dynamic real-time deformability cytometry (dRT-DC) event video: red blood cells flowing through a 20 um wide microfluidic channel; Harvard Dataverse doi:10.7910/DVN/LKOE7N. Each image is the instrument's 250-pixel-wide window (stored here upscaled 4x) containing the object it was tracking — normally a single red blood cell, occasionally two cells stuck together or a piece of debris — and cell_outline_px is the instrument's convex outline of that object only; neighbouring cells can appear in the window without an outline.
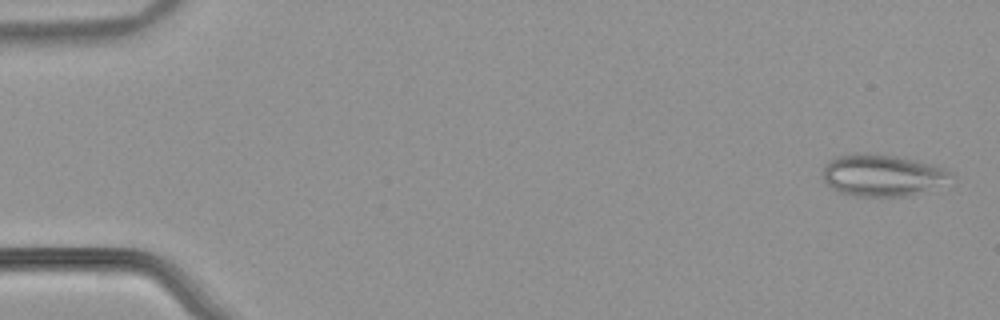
{"species": "common noctule bat (a hibernating species)", "species_latin": "Nyctalus noctula", "temperature_condition": "warm", "stored_images_in_passage": 53, "camera_frame_rate_fps": 3000, "um_per_image_px": 0.085, "animal": {"sex": "male", "body_mass_g": 21.5, "forearm_length_mm": 52.0}, "frame": {"image": 1, "passage_image": 2, "time_ms": 0.333, "image_size_px": [1000, 320], "cell_outline_px": [[956, 176], [912, 196], [856, 196], [840, 192], [832, 188], [824, 180], [824, 164], [832, 156], [856, 152], [864, 152], [896, 156], [916, 160], [932, 164], [944, 168]], "centroid_in_image_um": [74.94, 14.87], "position_along_channel_um": 10.1, "area_um2": 31.27}}
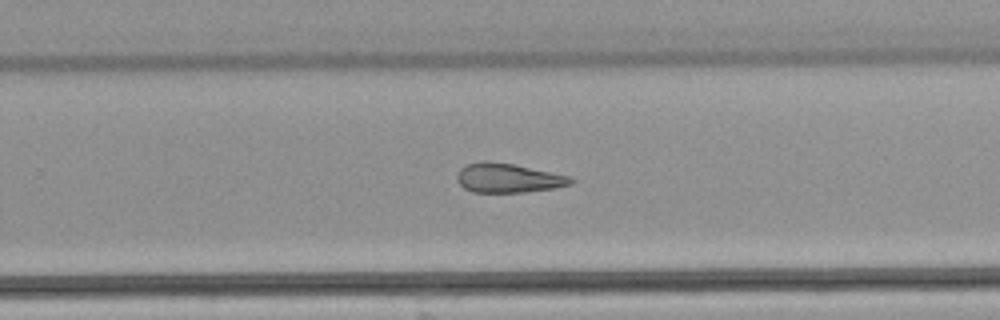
{"frame": {"image": 2, "passage_image": 35, "time_ms": 11.333, "image_size_px": [1000, 320], "cell_outline_px": [[576, 180], [572, 184], [556, 188], [524, 192], [472, 192], [464, 188], [456, 180], [456, 172], [464, 164], [484, 160], [488, 160], [512, 164], [572, 176]], "centroid_in_image_um": [43.18, 15.12], "position_along_channel_um": 286.6, "area_um2": 19.77}}
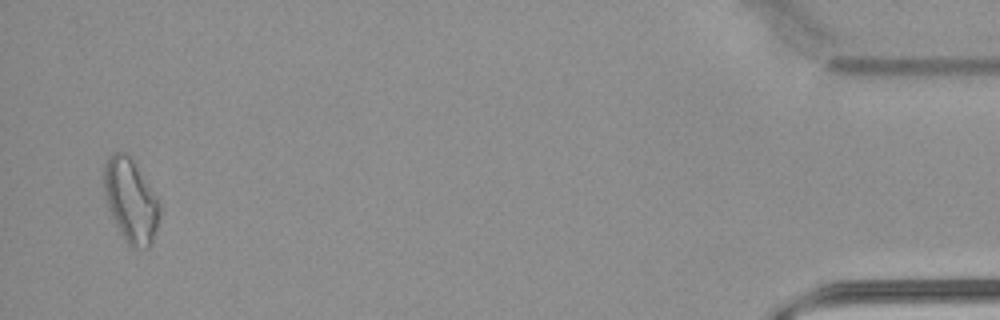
{"frame": {"image": 3, "passage_image": 52, "time_ms": 17.0, "image_size_px": [1000, 320], "cell_outline_px": [[160, 216], [152, 244], [148, 248], [136, 252], [128, 244], [116, 224], [108, 208], [104, 196], [104, 164], [108, 156], [112, 152], [128, 152], [132, 156], [160, 200]], "centroid_in_image_um": [11.14, 17.03], "position_along_channel_um": 424.1, "area_um2": 27.92}, "authors_computed_cell_mechanics": {"area_um2": 22.9466, "velocity_mm_per_s": 3.8832, "shape_relaxation_time_tau1_ms": null, "shape_relaxation_time_tau2_ms": 4.6428, "deformation_change_tau1": null, "deformation_change_tau2": 0.152}}